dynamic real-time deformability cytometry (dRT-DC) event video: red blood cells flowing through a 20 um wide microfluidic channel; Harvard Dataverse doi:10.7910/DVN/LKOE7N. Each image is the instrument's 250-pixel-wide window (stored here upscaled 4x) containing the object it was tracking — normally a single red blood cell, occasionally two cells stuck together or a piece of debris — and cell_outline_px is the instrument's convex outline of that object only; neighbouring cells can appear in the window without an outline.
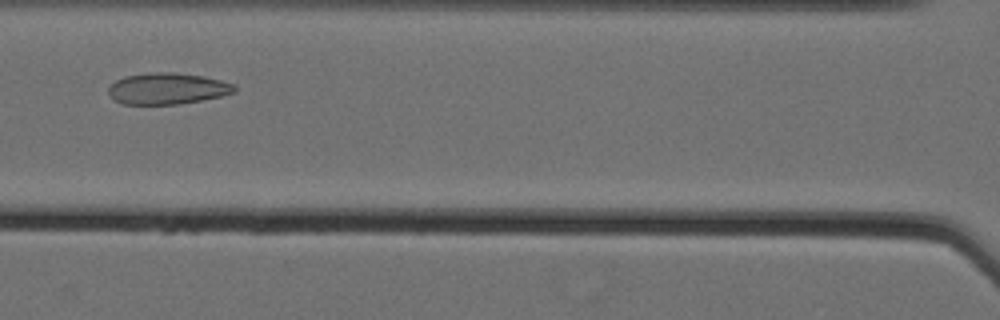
{"species": "Egyptian fruit bat (a non-hibernating species)", "species_latin": "Rousettus aegyptiacus", "temperature_condition": "cold", "stored_images_in_passage": 38, "camera_frame_rate_fps": 3000, "um_per_image_px": 0.085, "animal": {"sex": "female"}, "frame": {"image": 1, "passage_image": 15, "time_ms": 4.667, "image_size_px": [1000, 320], "cell_outline_px": [[236, 92], [220, 96], [200, 100], [176, 104], [120, 104], [112, 100], [108, 92], [108, 88], [116, 80], [124, 76], [148, 72], [172, 72], [204, 76], [236, 84]], "centroid_in_image_um": [14.2, 7.52], "position_along_channel_um": 152.4, "area_um2": 23.18}}
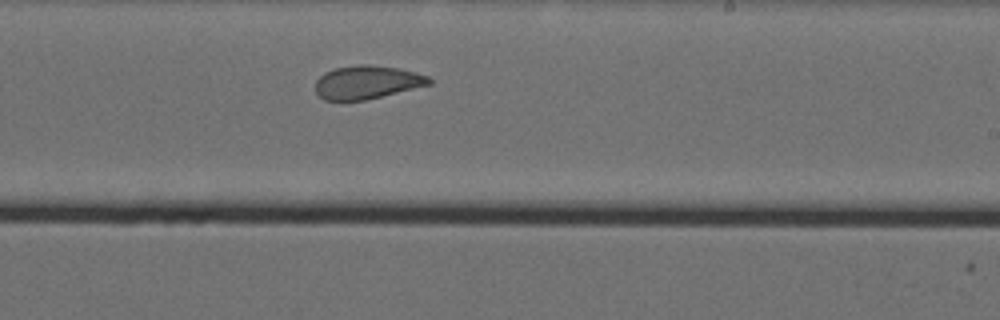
{"frame": {"image": 2, "passage_image": 24, "time_ms": 7.667, "image_size_px": [1000, 320], "cell_outline_px": [[432, 84], [364, 100], [324, 100], [316, 92], [316, 80], [324, 72], [336, 68], [360, 64], [364, 64], [400, 68], [428, 76], [432, 80]], "centroid_in_image_um": [31.2, 6.98], "position_along_channel_um": 257.8, "area_um2": 21.91}}
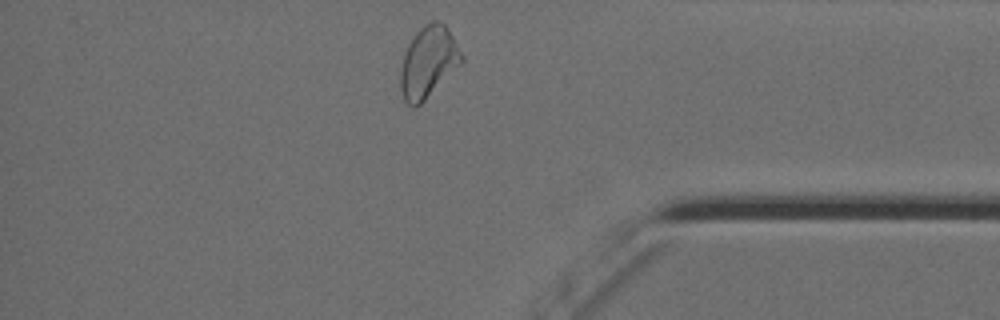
{"frame": {"image": 3, "passage_image": 37, "time_ms": 12.0, "image_size_px": [1000, 320], "cell_outline_px": [[464, 60], [416, 108], [412, 108], [404, 100], [400, 88], [400, 72], [404, 52], [408, 44], [416, 32], [424, 24], [432, 20], [440, 20], [448, 28], [464, 56]], "centroid_in_image_um": [36.39, 5.25], "position_along_channel_um": 398.8, "area_um2": 25.32}, "authors_computed_cell_mechanics": {"area_um2": 23.2067, "velocity_mm_per_s": 3.5345, "shape_relaxation_time_tau1_ms": null, "shape_relaxation_time_tau2_ms": 1.5552, "deformation_change_tau1": null, "deformation_change_tau2": 0.0735}}